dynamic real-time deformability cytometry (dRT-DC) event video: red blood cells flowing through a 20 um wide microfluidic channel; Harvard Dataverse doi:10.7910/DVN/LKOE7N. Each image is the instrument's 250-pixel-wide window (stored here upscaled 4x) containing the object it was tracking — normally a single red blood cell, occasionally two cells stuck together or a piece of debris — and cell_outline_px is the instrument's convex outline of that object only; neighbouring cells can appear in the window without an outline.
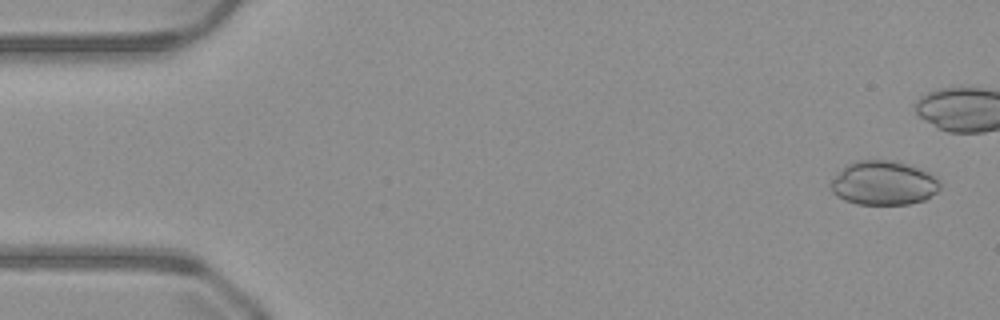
{"species": "common noctule bat (a hibernating species)", "species_latin": "Nyctalus noctula", "temperature_condition": "warm", "stored_images_in_passage": 40, "camera_frame_rate_fps": 3000, "um_per_image_px": 0.085, "animal": {"sex": "male", "body_mass_g": 23.1, "forearm_length_mm": 52.7}, "frame": {"image": 1, "passage_image": 2, "time_ms": 0.333, "image_size_px": [1000, 320], "cell_outline_px": [[940, 188], [936, 192], [924, 200], [908, 204], [856, 204], [844, 200], [836, 196], [832, 192], [828, 184], [848, 164], [856, 160], [896, 160], [908, 164], [928, 172], [936, 176], [940, 180]], "centroid_in_image_um": [75.11, 15.56], "position_along_channel_um": 9.9, "area_um2": 28.21}}
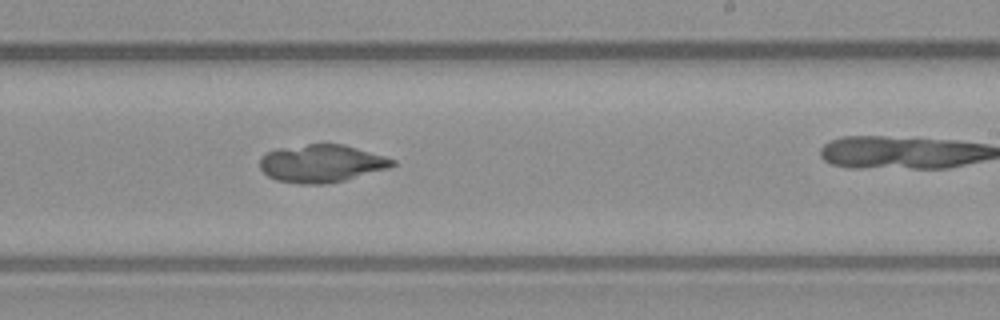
{"frame": {"image": 2, "passage_image": 30, "time_ms": 9.667, "image_size_px": [1000, 320], "cell_outline_px": [[396, 164], [388, 168], [344, 180], [324, 184], [300, 184], [276, 180], [268, 176], [260, 168], [260, 156], [276, 148], [308, 144], [344, 144], [384, 156], [396, 160]], "centroid_in_image_um": [27.3, 13.89], "position_along_channel_um": 261.7, "area_um2": 29.07}}
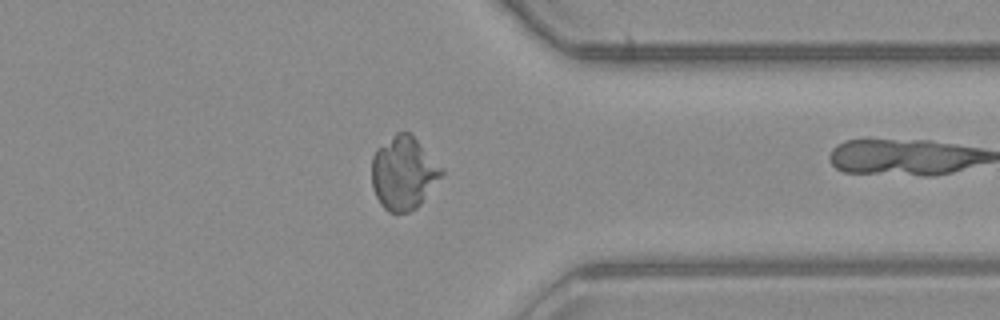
{"frame": {"image": 3, "passage_image": 39, "time_ms": 12.667, "image_size_px": [1000, 320], "cell_outline_px": [[444, 172], [420, 204], [416, 208], [408, 212], [388, 212], [380, 204], [372, 188], [372, 156], [376, 148], [396, 132], [408, 132], [444, 168]], "centroid_in_image_um": [34.28, 14.71], "position_along_channel_um": 377.1, "area_um2": 29.59}}